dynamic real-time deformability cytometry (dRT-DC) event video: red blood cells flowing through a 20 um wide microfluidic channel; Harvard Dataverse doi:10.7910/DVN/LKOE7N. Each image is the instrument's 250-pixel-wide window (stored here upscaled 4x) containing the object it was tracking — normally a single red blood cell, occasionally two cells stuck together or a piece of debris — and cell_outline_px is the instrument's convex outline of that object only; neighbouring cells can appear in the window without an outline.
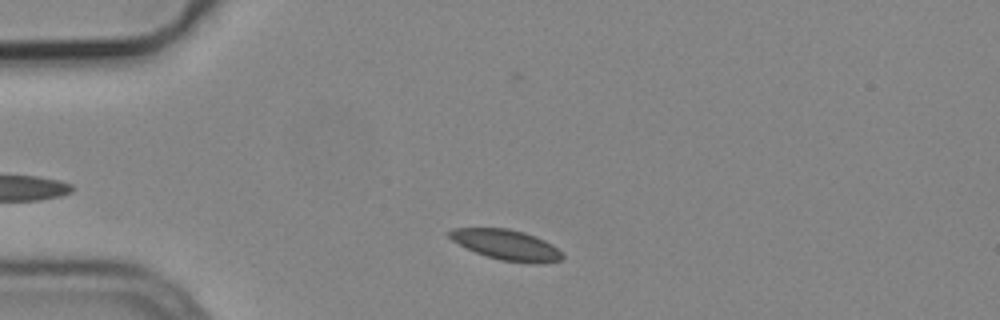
{"species": "common noctule bat (a hibernating species)", "species_latin": "Nyctalus noctula", "temperature_condition": "cold", "stored_images_in_passage": 35, "camera_frame_rate_fps": 3000, "um_per_image_px": 0.085, "animal": {"sex": "male", "body_mass_g": 19.2, "forearm_length_mm": 51.8}, "frame": {"image": 1, "passage_image": 5, "time_ms": 1.333, "image_size_px": [1000, 320], "cell_outline_px": [[564, 256], [560, 260], [536, 264], [532, 264], [500, 260], [484, 256], [452, 240], [448, 236], [448, 232], [452, 228], [508, 228], [524, 232], [536, 236], [552, 244]], "centroid_in_image_um": [43.05, 20.81], "position_along_channel_um": 42.0, "area_um2": 19.94}}
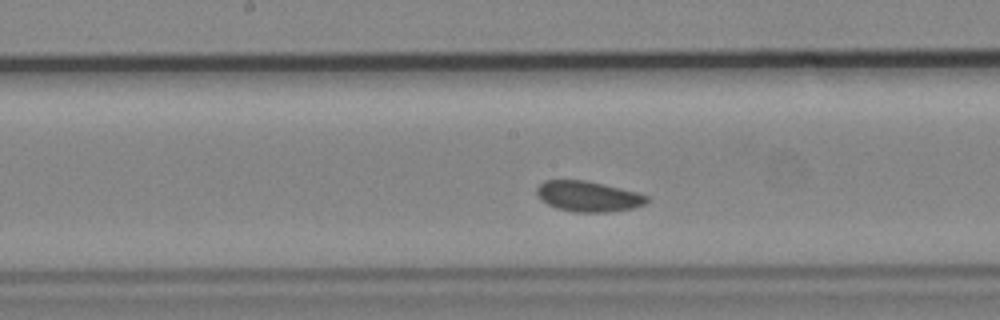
{"frame": {"image": 2, "passage_image": 20, "time_ms": 6.333, "image_size_px": [1000, 320], "cell_outline_px": [[648, 200], [644, 204], [632, 208], [608, 212], [576, 212], [556, 208], [540, 200], [536, 196], [536, 188], [544, 180], [584, 180], [620, 188], [636, 192], [648, 196]], "centroid_in_image_um": [49.94, 16.69], "position_along_channel_um": 198.3, "area_um2": 19.48}}
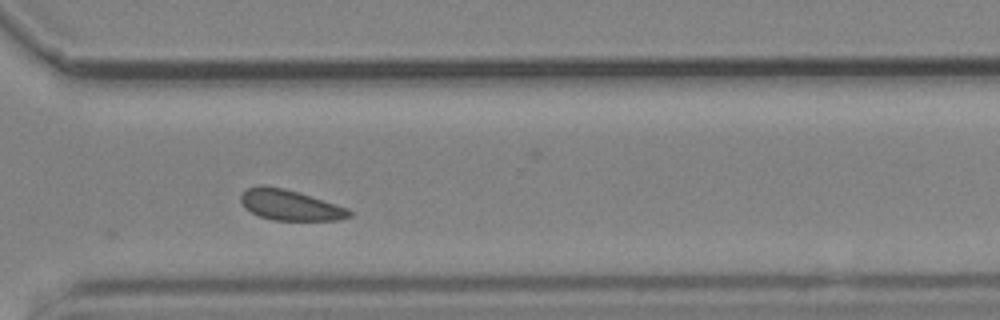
{"frame": {"image": 3, "passage_image": 32, "time_ms": 10.333, "image_size_px": [1000, 320], "cell_outline_px": [[352, 216], [340, 220], [272, 220], [260, 216], [244, 208], [240, 200], [240, 196], [248, 188], [260, 184], [284, 188], [348, 208], [352, 212]], "centroid_in_image_um": [24.64, 17.43], "position_along_channel_um": 346.0, "area_um2": 19.19}, "authors_computed_cell_mechanics": {"area_um2": 19.7676, "velocity_mm_per_s": 3.6996, "shape_relaxation_time_tau1_ms": null, "shape_relaxation_time_tau2_ms": 3.9318, "deformation_change_tau1": null, "deformation_change_tau2": 0.0963}}